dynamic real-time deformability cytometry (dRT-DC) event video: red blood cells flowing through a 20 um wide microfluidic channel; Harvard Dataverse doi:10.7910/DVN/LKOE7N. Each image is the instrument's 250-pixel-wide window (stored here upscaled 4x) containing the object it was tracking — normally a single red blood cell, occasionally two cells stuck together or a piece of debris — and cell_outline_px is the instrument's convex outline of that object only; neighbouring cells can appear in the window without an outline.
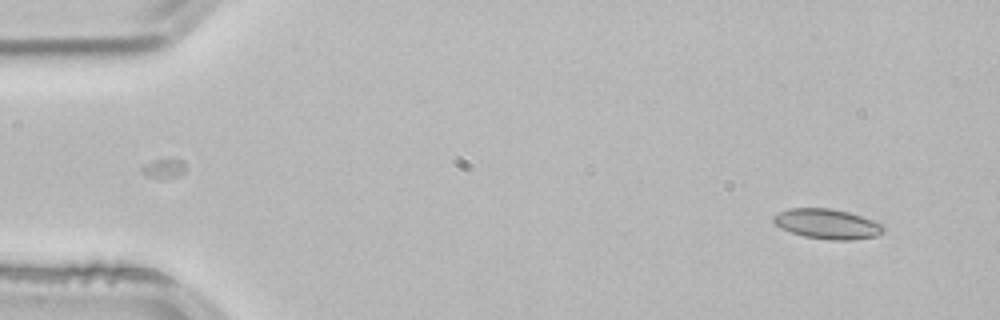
{"species": "common noctule bat (a hibernating species)", "species_latin": "Nyctalus noctula", "temperature_condition": "room temperature", "stored_images_in_passage": 2, "camera_frame_rate_fps": 3000, "um_per_image_px": 0.085, "animal": {"sex": "male", "body_mass_g": 21.5, "forearm_length_mm": 52.0}, "frame": {"image": 1, "passage_image": 2, "time_ms": 0.333, "image_size_px": [1000, 320], "cell_outline_px": [[884, 232], [876, 236], [852, 240], [832, 240], [804, 236], [780, 228], [772, 220], [772, 216], [788, 208], [832, 208], [848, 212], [884, 224]], "centroid_in_image_um": [70.32, 19.03], "position_along_channel_um": 14.7, "area_um2": 19.19}}